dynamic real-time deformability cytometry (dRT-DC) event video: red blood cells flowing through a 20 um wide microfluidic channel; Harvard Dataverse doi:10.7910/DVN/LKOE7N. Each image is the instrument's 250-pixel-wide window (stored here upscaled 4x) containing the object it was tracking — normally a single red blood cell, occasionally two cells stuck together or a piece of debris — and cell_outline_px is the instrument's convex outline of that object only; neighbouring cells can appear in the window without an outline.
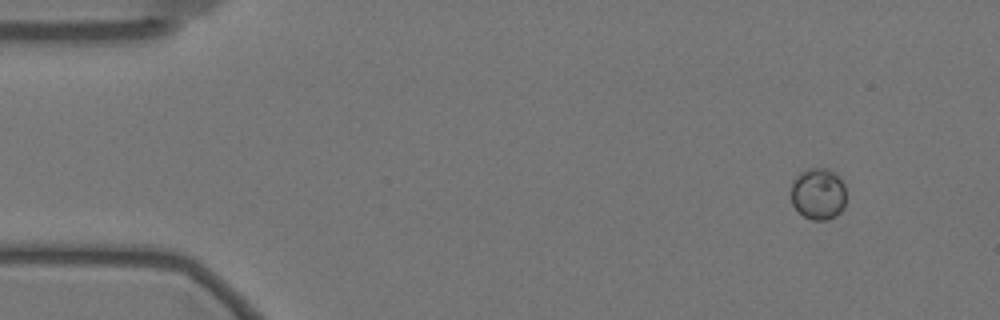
{"species": "Egyptian fruit bat (a non-hibernating species)", "species_latin": "Rousettus aegyptiacus", "temperature_condition": "warm", "stored_images_in_passage": 54, "camera_frame_rate_fps": 3000, "um_per_image_px": 0.085, "animal": {"sex": "female"}, "frame": {"image": 1, "passage_image": 1, "time_ms": 0.0, "image_size_px": [1000, 320], "cell_outline_px": [[844, 208], [836, 216], [824, 220], [812, 220], [804, 216], [792, 204], [792, 180], [800, 172], [808, 168], [828, 168], [836, 172], [844, 180]], "centroid_in_image_um": [69.56, 16.44], "position_along_channel_um": 15.4, "area_um2": 16.76}}
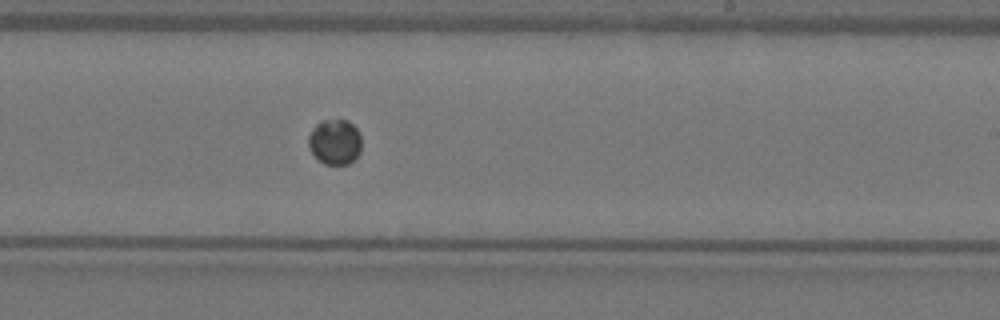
{"frame": {"image": 2, "passage_image": 31, "time_ms": 10.0, "image_size_px": [1000, 320], "cell_outline_px": [[360, 152], [348, 164], [324, 164], [312, 152], [308, 144], [308, 136], [316, 124], [320, 120], [348, 120], [356, 128], [360, 136]], "centroid_in_image_um": [28.45, 12.04], "position_along_channel_um": 260.5, "area_um2": 13.81}}
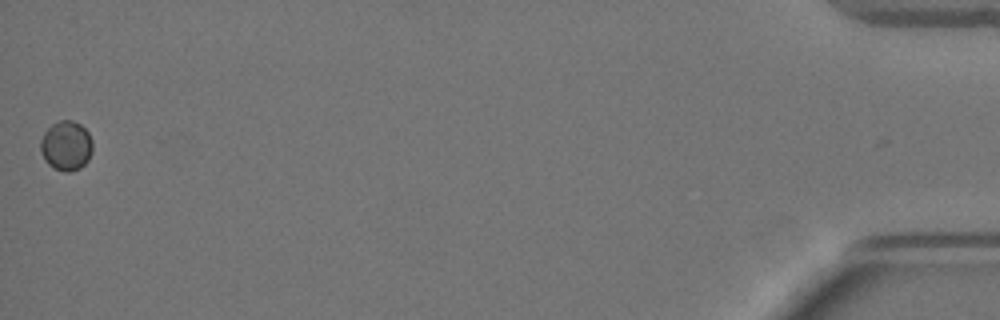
{"frame": {"image": 3, "passage_image": 54, "time_ms": 17.667, "image_size_px": [1000, 320], "cell_outline_px": [[92, 152], [88, 160], [80, 168], [68, 172], [64, 172], [52, 168], [44, 160], [40, 152], [40, 140], [44, 132], [52, 124], [60, 120], [72, 120], [80, 124], [88, 132], [92, 140]], "centroid_in_image_um": [5.61, 12.39], "position_along_channel_um": 429.6, "area_um2": 15.26}}